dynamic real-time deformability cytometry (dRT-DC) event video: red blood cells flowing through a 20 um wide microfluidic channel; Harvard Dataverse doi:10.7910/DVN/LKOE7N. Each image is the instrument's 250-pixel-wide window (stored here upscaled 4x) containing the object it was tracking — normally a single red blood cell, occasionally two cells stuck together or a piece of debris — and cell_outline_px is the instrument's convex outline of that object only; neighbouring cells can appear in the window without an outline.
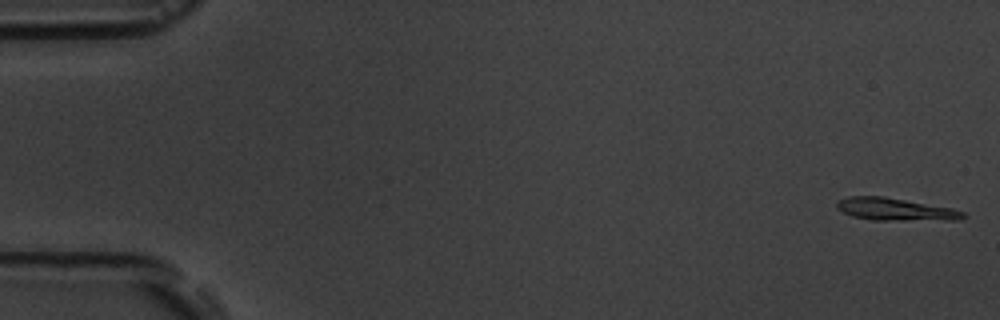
{"species": "common noctule bat (a hibernating species)", "species_latin": "Nyctalus noctula", "temperature_condition": "room temperature", "stored_images_in_passage": 11, "camera_frame_rate_fps": 3000, "um_per_image_px": 0.085, "animal": {"sex": "male", "body_mass_g": 19.5, "forearm_length_mm": 54.6}, "frame": {"image": 1, "passage_image": 1, "time_ms": 0.0, "image_size_px": [1000, 320], "cell_outline_px": [[968, 216], [960, 220], [872, 220], [852, 216], [836, 208], [836, 200], [848, 196], [884, 196], [952, 208], [964, 212]], "centroid_in_image_um": [76.1, 17.79], "position_along_channel_um": 8.9, "area_um2": 16.7}}
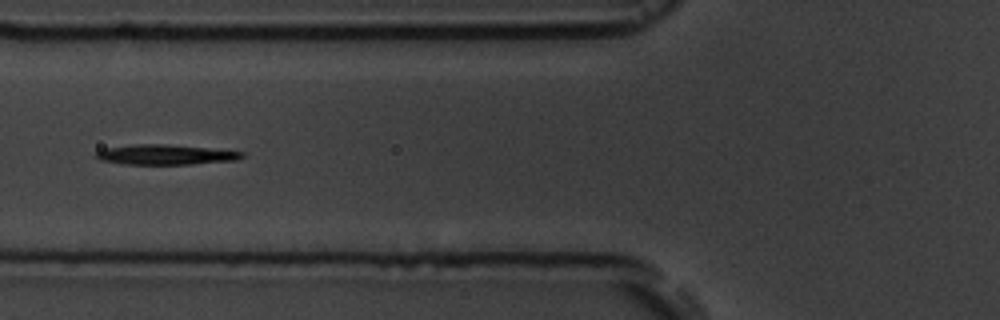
{"frame": {"image": 2, "passage_image": 6, "time_ms": 6.667, "image_size_px": [1000, 320], "cell_outline_px": [[244, 156], [236, 160], [192, 164], [124, 164], [100, 160], [92, 156], [96, 152], [104, 148], [136, 144], [164, 144], [208, 148], [244, 152]], "centroid_in_image_um": [14.01, 13.14], "position_along_channel_um": 111.8, "area_um2": 16.99}}
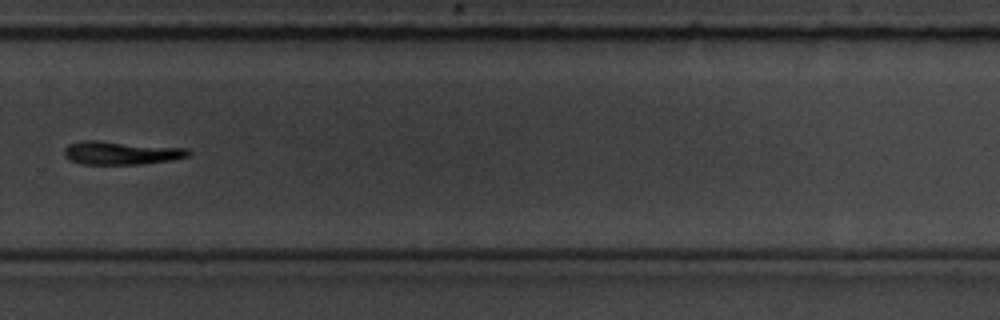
{"frame": {"image": 3, "passage_image": 11, "time_ms": 12.333, "image_size_px": [1000, 320], "cell_outline_px": [[192, 152], [188, 156], [172, 160], [140, 164], [80, 164], [68, 160], [64, 156], [64, 148], [68, 144], [80, 140], [96, 140], [188, 148]], "centroid_in_image_um": [10.26, 12.99], "position_along_channel_um": 319.5, "area_um2": 17.11}}